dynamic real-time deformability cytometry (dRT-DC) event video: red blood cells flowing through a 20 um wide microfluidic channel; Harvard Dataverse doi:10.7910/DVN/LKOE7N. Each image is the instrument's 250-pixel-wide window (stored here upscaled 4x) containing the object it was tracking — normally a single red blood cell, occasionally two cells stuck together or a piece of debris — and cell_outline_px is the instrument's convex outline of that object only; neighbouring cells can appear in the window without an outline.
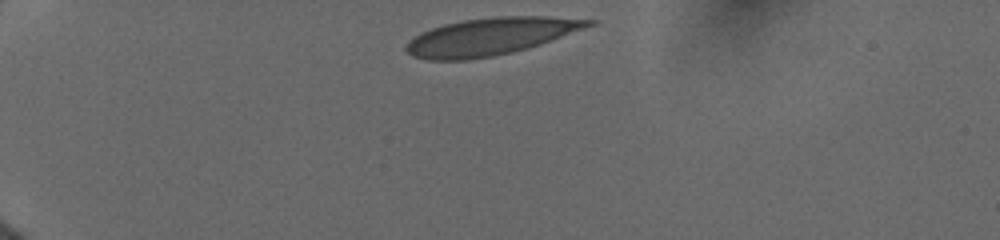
{"species": "human", "species_latin": "Homo sapiens", "temperature_condition": "cold", "stored_images_in_passage": 18, "camera_frame_rate_fps": 3000, "um_per_image_px": 0.085, "donor": {"sex": "female"}, "frame": {"image": 1, "passage_image": 1, "time_ms": 0.0, "image_size_px": [1000, 240], "cell_outline_px": [[596, 24], [540, 44], [512, 52], [492, 56], [464, 60], [428, 60], [412, 56], [404, 48], [420, 32], [444, 24], [464, 20], [496, 16], [548, 16], [596, 20]], "centroid_in_image_um": [41.71, 3.09], "position_along_channel_um": 43.3, "area_um2": 39.25}}
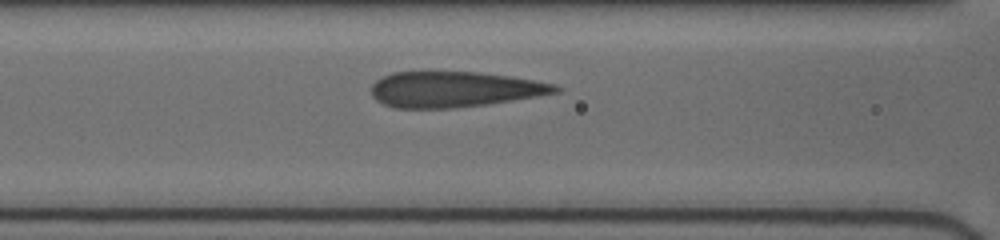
{"frame": {"image": 2, "passage_image": 11, "time_ms": 3.667, "image_size_px": [1000, 240], "cell_outline_px": [[564, 88], [560, 92], [488, 104], [452, 108], [396, 108], [384, 104], [376, 100], [372, 96], [372, 84], [376, 80], [392, 72], [480, 72], [512, 76], [556, 84]], "centroid_in_image_um": [38.65, 7.59], "position_along_channel_um": 128.0, "area_um2": 38.32}}
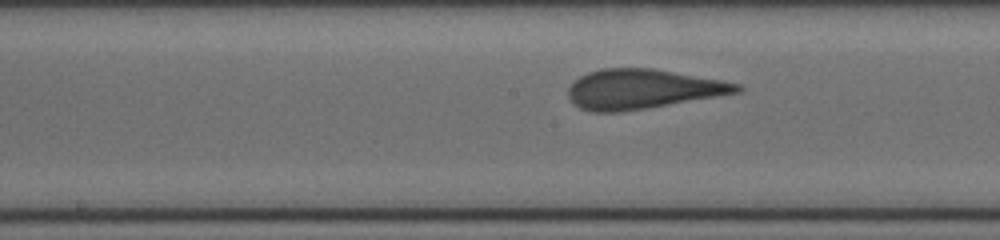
{"frame": {"image": 3, "passage_image": 16, "time_ms": 5.333, "image_size_px": [1000, 240], "cell_outline_px": [[744, 92], [648, 108], [620, 112], [592, 112], [580, 108], [572, 104], [568, 96], [568, 88], [580, 76], [588, 72], [600, 68], [652, 68], [724, 80], [740, 84], [744, 88]], "centroid_in_image_um": [54.65, 7.57], "position_along_channel_um": 193.5, "area_um2": 39.36}}